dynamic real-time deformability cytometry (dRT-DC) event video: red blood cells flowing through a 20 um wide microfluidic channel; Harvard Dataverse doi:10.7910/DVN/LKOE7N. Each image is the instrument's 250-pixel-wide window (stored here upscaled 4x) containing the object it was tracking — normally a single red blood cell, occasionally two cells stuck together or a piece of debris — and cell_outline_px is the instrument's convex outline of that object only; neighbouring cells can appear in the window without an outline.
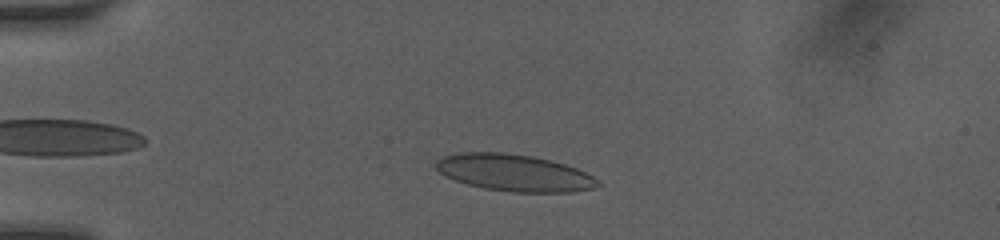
{"species": "human", "species_latin": "Homo sapiens", "temperature_condition": "room temperature", "stored_images_in_passage": 10, "camera_frame_rate_fps": 3000, "um_per_image_px": 0.085, "donor": {"sex": "female"}, "frame": {"image": 1, "passage_image": 5, "time_ms": 2.333, "image_size_px": [1000, 240], "cell_outline_px": [[600, 184], [592, 188], [568, 192], [512, 192], [484, 188], [468, 184], [444, 176], [436, 168], [436, 160], [444, 156], [456, 152], [504, 152], [532, 156], [564, 164], [576, 168], [600, 180]], "centroid_in_image_um": [43.67, 14.68], "position_along_channel_um": 41.3, "area_um2": 34.56}}
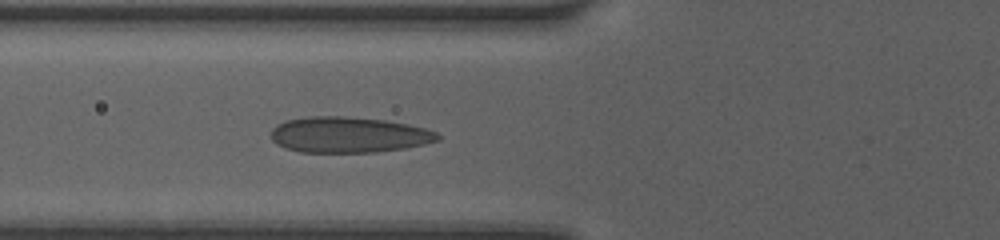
{"frame": {"image": 2, "passage_image": 10, "time_ms": 4.667, "image_size_px": [1000, 240], "cell_outline_px": [[440, 140], [424, 144], [404, 148], [376, 152], [300, 152], [284, 148], [276, 144], [272, 140], [272, 128], [276, 124], [284, 120], [308, 116], [344, 116], [384, 120], [408, 124], [424, 128], [436, 132], [440, 136]], "centroid_in_image_um": [29.6, 11.45], "position_along_channel_um": 96.2, "area_um2": 34.91}}